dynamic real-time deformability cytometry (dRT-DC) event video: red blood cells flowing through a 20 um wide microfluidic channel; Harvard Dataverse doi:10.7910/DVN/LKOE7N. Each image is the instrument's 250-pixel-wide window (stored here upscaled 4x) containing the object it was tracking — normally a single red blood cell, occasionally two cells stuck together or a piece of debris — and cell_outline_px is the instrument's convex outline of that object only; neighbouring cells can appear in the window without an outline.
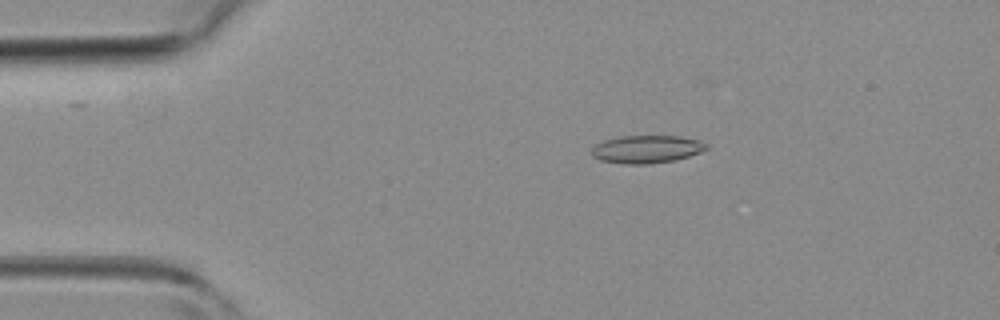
{"species": "common noctule bat (a hibernating species)", "species_latin": "Nyctalus noctula", "temperature_condition": "room temperature", "stored_images_in_passage": 3, "camera_frame_rate_fps": 3000, "um_per_image_px": 0.085, "animal": {"sex": "female", "body_mass_g": 19.3, "forearm_length_mm": 54.1}, "frame": {"image": 1, "passage_image": 2, "time_ms": 1.0, "image_size_px": [1000, 320], "cell_outline_px": [[708, 148], [700, 152], [676, 160], [648, 164], [624, 164], [600, 160], [592, 156], [592, 148], [596, 144], [604, 140], [620, 136], [680, 136], [700, 140], [708, 144]], "centroid_in_image_um": [54.97, 12.68], "position_along_channel_um": 30.0, "area_um2": 18.67}}